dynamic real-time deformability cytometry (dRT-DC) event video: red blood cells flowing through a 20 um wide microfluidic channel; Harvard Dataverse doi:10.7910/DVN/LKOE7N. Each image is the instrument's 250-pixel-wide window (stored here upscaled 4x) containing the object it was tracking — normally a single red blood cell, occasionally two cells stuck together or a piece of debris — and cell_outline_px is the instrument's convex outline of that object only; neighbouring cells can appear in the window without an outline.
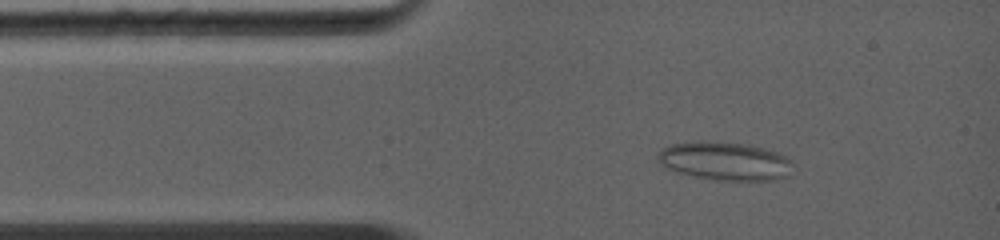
{"species": "common noctule bat (a hibernating species)", "species_latin": "Nyctalus noctula", "temperature_condition": "warm", "stored_images_in_passage": 30, "camera_frame_rate_fps": 5000, "um_per_image_px": 0.085, "animal": {"sex": "female", "body_mass_g": 19.0, "forearm_length_mm": 56.7}, "frame": {"image": 1, "passage_image": 4, "time_ms": 1.2, "image_size_px": [1000, 240], "cell_outline_px": [[792, 160], [788, 176], [772, 180], [716, 180], [692, 176], [668, 168], [660, 164], [656, 156], [664, 148], [672, 144], [700, 140], [744, 144], [764, 148], [776, 152]], "centroid_in_image_um": [61.6, 13.69], "position_along_channel_um": 23.4, "area_um2": 29.94}}
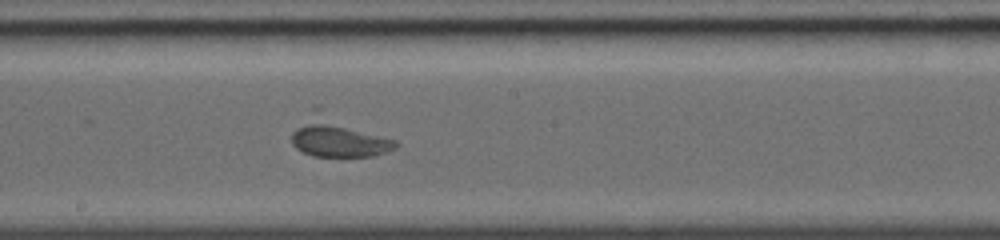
{"frame": {"image": 2, "passage_image": 17, "time_ms": 6.2, "image_size_px": [1000, 240], "cell_outline_px": [[400, 144], [396, 148], [372, 156], [312, 156], [296, 148], [292, 144], [292, 132], [296, 128], [312, 124], [324, 124], [344, 128], [396, 140]], "centroid_in_image_um": [28.84, 12.04], "position_along_channel_um": 219.4, "area_um2": 18.26}}
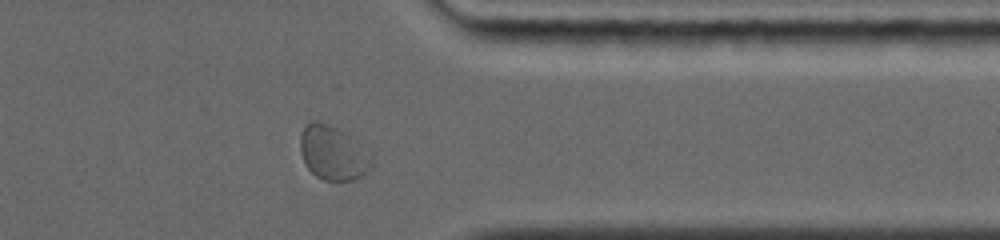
{"frame": {"image": 3, "passage_image": 27, "time_ms": 10.0, "image_size_px": [1000, 240], "cell_outline_px": [[372, 164], [360, 176], [352, 180], [324, 180], [316, 176], [308, 168], [300, 152], [300, 136], [304, 128], [312, 120], [316, 120], [328, 124], [352, 136], [372, 160]], "centroid_in_image_um": [28.25, 12.99], "position_along_channel_um": 383.1, "area_um2": 21.96}}